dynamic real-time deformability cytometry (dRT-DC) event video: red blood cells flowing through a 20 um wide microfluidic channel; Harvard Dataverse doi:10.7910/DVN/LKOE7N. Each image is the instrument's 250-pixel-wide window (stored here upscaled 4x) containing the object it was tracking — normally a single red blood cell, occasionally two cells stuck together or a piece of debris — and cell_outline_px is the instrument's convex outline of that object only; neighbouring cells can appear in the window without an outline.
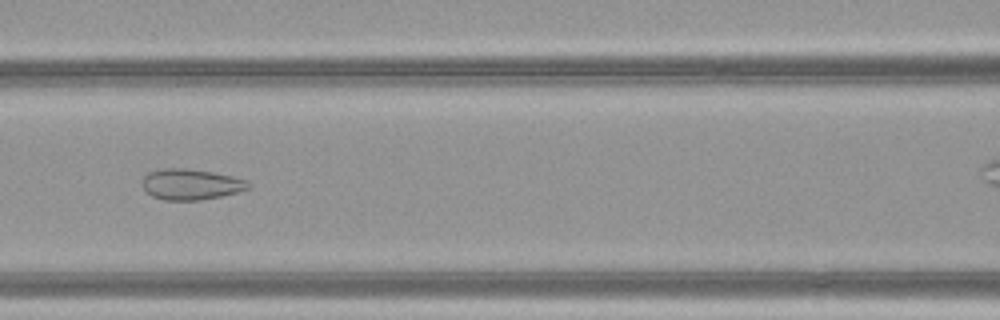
{"species": "common noctule bat (a hibernating species)", "species_latin": "Nyctalus noctula", "temperature_condition": "warm", "stored_images_in_passage": 43, "camera_frame_rate_fps": 3000, "um_per_image_px": 0.085, "animal": {"sex": "female", "body_mass_g": 21.9}, "frame": {"image": 1, "passage_image": 23, "time_ms": 7.333, "image_size_px": [1000, 320], "cell_outline_px": [[252, 184], [248, 188], [236, 192], [220, 196], [200, 200], [164, 200], [152, 196], [140, 184], [140, 180], [148, 172], [164, 168], [184, 168], [212, 172], [232, 176], [244, 180]], "centroid_in_image_um": [16.17, 15.66], "position_along_channel_um": 150.4, "area_um2": 18.96}}
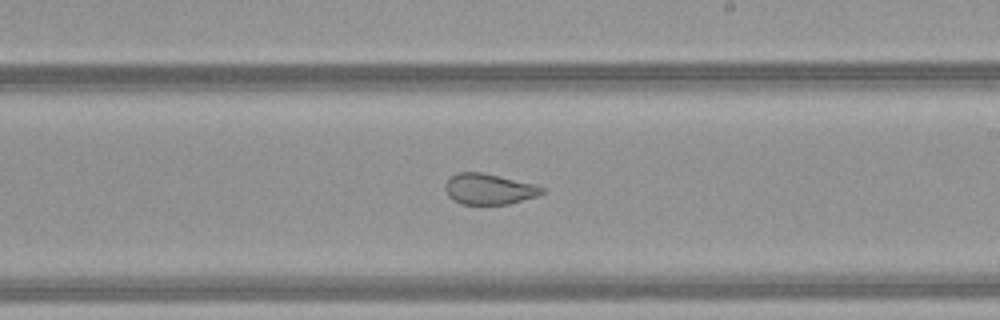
{"frame": {"image": 2, "passage_image": 30, "time_ms": 9.667, "image_size_px": [1000, 320], "cell_outline_px": [[544, 192], [536, 196], [508, 204], [460, 204], [452, 200], [448, 196], [444, 188], [444, 184], [456, 172], [480, 172], [500, 176], [532, 184], [544, 188]], "centroid_in_image_um": [41.5, 16.07], "position_along_channel_um": 247.5, "area_um2": 17.22}}
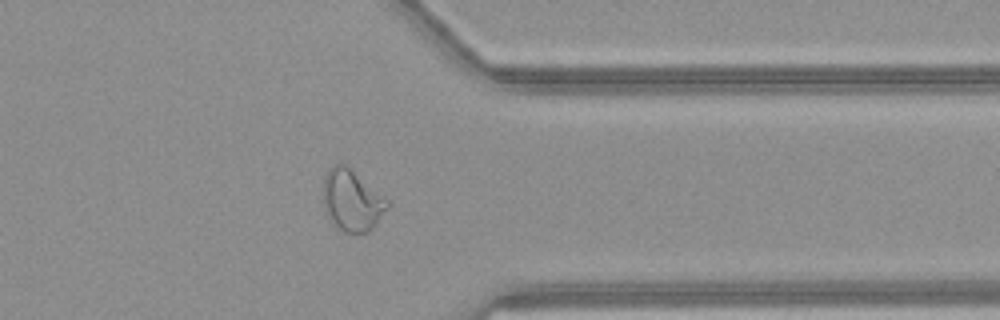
{"frame": {"image": 3, "passage_image": 40, "time_ms": 13.0, "image_size_px": [1000, 320], "cell_outline_px": [[388, 208], [376, 224], [368, 232], [344, 232], [332, 224], [328, 220], [324, 208], [324, 176], [328, 168], [332, 164], [348, 164], [388, 200]], "centroid_in_image_um": [29.89, 17.01], "position_along_channel_um": 381.5, "area_um2": 23.18}}